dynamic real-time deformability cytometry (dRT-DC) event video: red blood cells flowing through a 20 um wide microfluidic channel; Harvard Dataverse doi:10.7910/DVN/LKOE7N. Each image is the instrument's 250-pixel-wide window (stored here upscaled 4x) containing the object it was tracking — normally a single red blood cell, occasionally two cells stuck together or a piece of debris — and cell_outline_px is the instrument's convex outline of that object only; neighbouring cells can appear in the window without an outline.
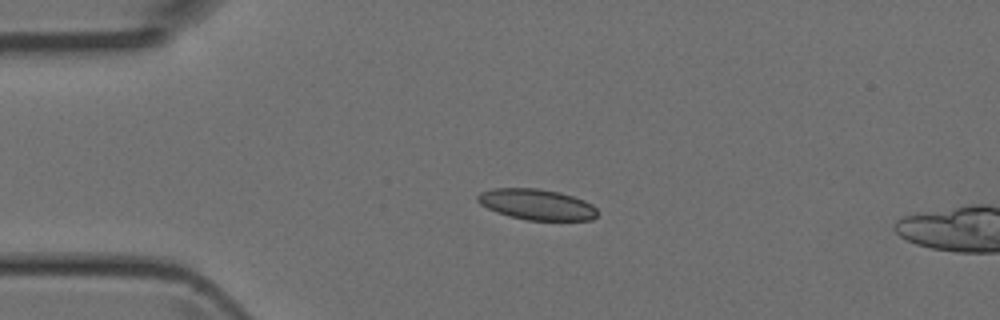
{"species": "Egyptian fruit bat (a non-hibernating species)", "species_latin": "Rousettus aegyptiacus", "temperature_condition": "room temperature", "stored_images_in_passage": 3, "camera_frame_rate_fps": 3000, "um_per_image_px": 0.085, "animal": {"sex": "female"}, "frame": {"image": 1, "passage_image": 2, "time_ms": 0.333, "image_size_px": [1000, 320], "cell_outline_px": [[600, 212], [592, 220], [528, 220], [508, 216], [496, 212], [480, 204], [476, 200], [476, 196], [480, 192], [492, 188], [536, 188], [560, 192], [584, 200], [592, 204]], "centroid_in_image_um": [45.62, 17.37], "position_along_channel_um": 39.4, "area_um2": 21.68}}